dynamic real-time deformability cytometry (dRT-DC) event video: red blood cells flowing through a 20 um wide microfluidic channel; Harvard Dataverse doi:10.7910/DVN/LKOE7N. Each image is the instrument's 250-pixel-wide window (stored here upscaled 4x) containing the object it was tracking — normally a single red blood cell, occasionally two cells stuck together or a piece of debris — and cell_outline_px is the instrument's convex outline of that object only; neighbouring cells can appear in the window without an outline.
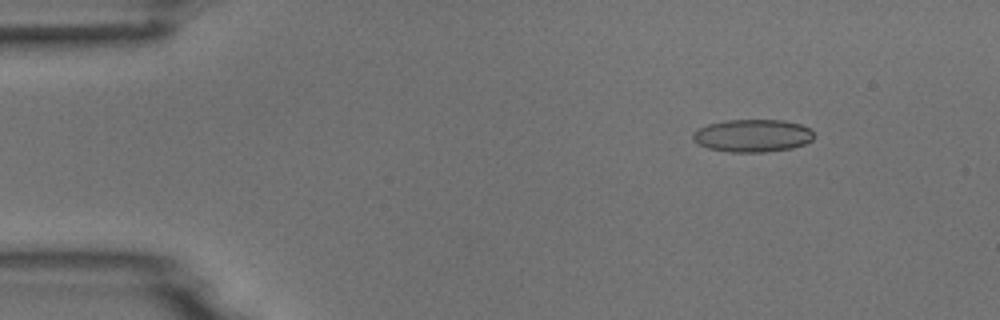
{"species": "common noctule bat (a hibernating species)", "species_latin": "Nyctalus noctula", "temperature_condition": "room temperature", "stored_images_in_passage": 5, "camera_frame_rate_fps": 3000, "um_per_image_px": 0.085, "animal": {"sex": "male", "body_mass_g": 18.8}, "frame": {"image": 1, "passage_image": 2, "time_ms": 1.333, "image_size_px": [1000, 320], "cell_outline_px": [[812, 140], [804, 144], [792, 148], [768, 152], [728, 152], [708, 148], [692, 140], [692, 132], [708, 124], [724, 120], [784, 120], [800, 124], [808, 128], [812, 132]], "centroid_in_image_um": [63.94, 11.53], "position_along_channel_um": 21.1, "area_um2": 23.06}}
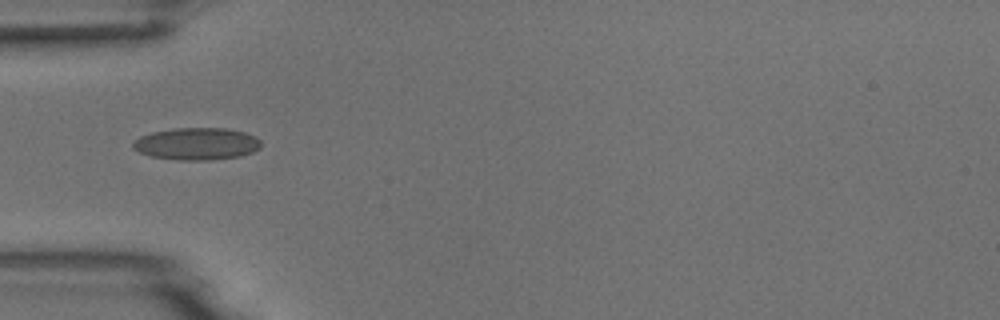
{"frame": {"image": 2, "passage_image": 5, "time_ms": 4.667, "image_size_px": [1000, 320], "cell_outline_px": [[260, 148], [252, 152], [240, 156], [208, 160], [180, 160], [152, 156], [140, 152], [132, 148], [132, 144], [140, 136], [152, 132], [176, 128], [224, 128], [244, 132], [256, 136], [260, 140]], "centroid_in_image_um": [16.73, 12.22], "position_along_channel_um": 68.3, "area_um2": 23.87}}